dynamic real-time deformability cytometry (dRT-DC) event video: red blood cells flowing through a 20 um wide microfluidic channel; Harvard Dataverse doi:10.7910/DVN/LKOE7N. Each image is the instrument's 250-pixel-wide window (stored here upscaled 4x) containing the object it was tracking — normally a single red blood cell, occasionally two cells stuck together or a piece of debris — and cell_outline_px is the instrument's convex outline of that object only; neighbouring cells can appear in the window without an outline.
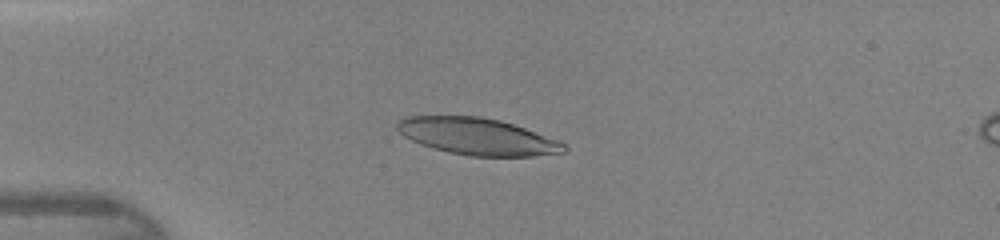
{"species": "human", "species_latin": "Homo sapiens", "temperature_condition": "warm", "stored_images_in_passage": 44, "camera_frame_rate_fps": 3000, "um_per_image_px": 0.085, "donor": {"sex": "female"}, "frame": {"image": 1, "passage_image": 11, "time_ms": 3.333, "image_size_px": [1000, 240], "cell_outline_px": [[568, 152], [532, 156], [468, 156], [448, 152], [432, 148], [420, 144], [404, 136], [396, 128], [396, 120], [408, 116], [480, 116], [500, 120], [560, 140], [568, 148]], "centroid_in_image_um": [40.58, 11.6], "position_along_channel_um": 44.4, "area_um2": 35.95}}
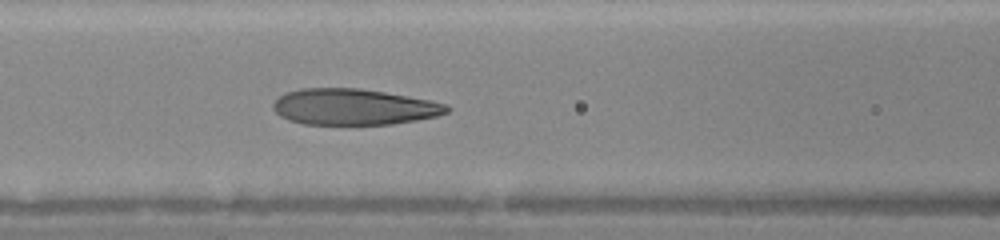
{"frame": {"image": 2, "passage_image": 19, "time_ms": 6.0, "image_size_px": [1000, 240], "cell_outline_px": [[452, 108], [448, 112], [436, 116], [416, 120], [392, 124], [304, 124], [288, 120], [280, 116], [272, 108], [272, 104], [284, 92], [300, 88], [360, 88], [384, 92], [428, 100], [448, 104]], "centroid_in_image_um": [30.05, 9.08], "position_along_channel_um": 136.6, "area_um2": 36.53}}
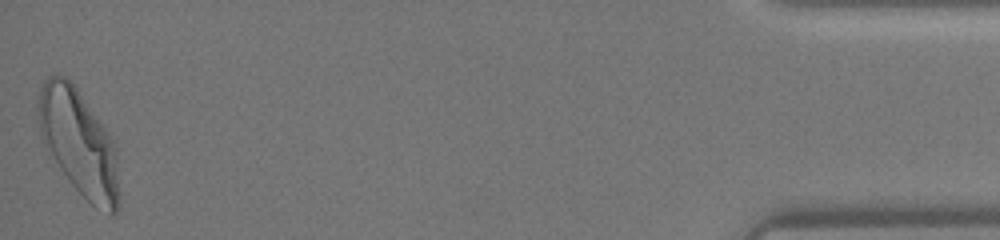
{"frame": {"image": 3, "passage_image": 44, "time_ms": 14.333, "image_size_px": [1000, 240], "cell_outline_px": [[120, 208], [112, 216], [96, 208], [72, 184], [60, 168], [40, 136], [36, 108], [40, 92], [44, 80], [48, 76], [64, 76], [76, 88], [104, 128], [112, 140], [116, 148], [120, 200]], "centroid_in_image_um": [6.71, 12.18], "position_along_channel_um": 428.5, "area_um2": 49.19}}